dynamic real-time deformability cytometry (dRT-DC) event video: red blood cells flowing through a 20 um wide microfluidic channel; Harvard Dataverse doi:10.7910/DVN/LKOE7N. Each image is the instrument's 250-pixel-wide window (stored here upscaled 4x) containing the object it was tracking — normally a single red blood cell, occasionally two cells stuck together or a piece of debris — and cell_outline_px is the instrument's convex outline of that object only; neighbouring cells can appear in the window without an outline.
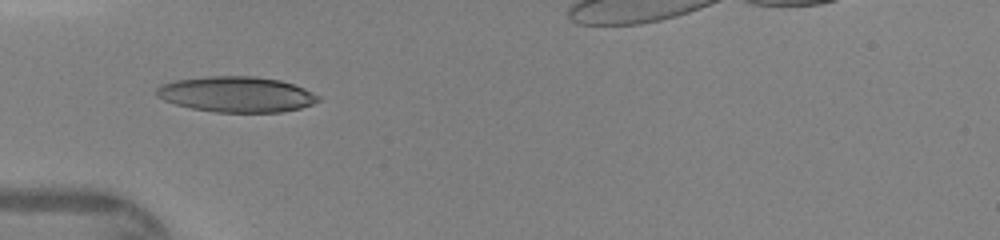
{"species": "human", "species_latin": "Homo sapiens", "temperature_condition": "warm", "stored_images_in_passage": 29, "camera_frame_rate_fps": 3000, "um_per_image_px": 0.085, "donor": {"sex": "female"}, "frame": {"image": 1, "passage_image": 1, "time_ms": 0.0, "image_size_px": [1000, 240], "cell_outline_px": [[320, 100], [312, 104], [300, 108], [280, 112], [216, 112], [192, 108], [176, 104], [164, 100], [156, 96], [156, 88], [160, 84], [176, 80], [204, 76], [256, 76], [280, 80], [304, 88], [320, 96]], "centroid_in_image_um": [20.09, 8.01], "position_along_channel_um": 64.9, "area_um2": 33.58}}
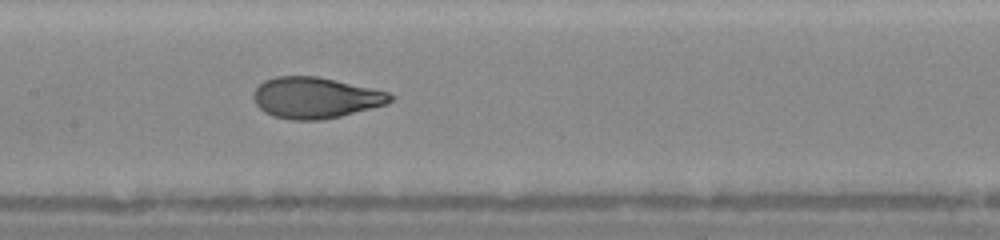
{"frame": {"image": 2, "passage_image": 9, "time_ms": 2.667, "image_size_px": [1000, 240], "cell_outline_px": [[396, 96], [388, 104], [340, 116], [320, 120], [292, 120], [272, 116], [264, 112], [256, 104], [252, 96], [252, 92], [264, 80], [276, 76], [316, 76], [388, 92]], "centroid_in_image_um": [26.79, 8.31], "position_along_channel_um": 180.6, "area_um2": 32.71}}
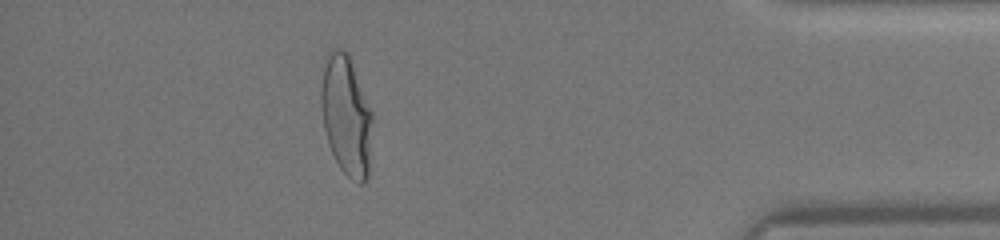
{"frame": {"image": 3, "passage_image": 27, "time_ms": 8.667, "image_size_px": [1000, 240], "cell_outline_px": [[372, 120], [368, 176], [364, 184], [360, 184], [352, 180], [340, 168], [328, 144], [324, 128], [320, 104], [320, 92], [324, 68], [328, 48], [340, 48], [348, 52], [372, 112]], "centroid_in_image_um": [29.42, 9.8], "position_along_channel_um": 405.8, "area_um2": 35.95}}